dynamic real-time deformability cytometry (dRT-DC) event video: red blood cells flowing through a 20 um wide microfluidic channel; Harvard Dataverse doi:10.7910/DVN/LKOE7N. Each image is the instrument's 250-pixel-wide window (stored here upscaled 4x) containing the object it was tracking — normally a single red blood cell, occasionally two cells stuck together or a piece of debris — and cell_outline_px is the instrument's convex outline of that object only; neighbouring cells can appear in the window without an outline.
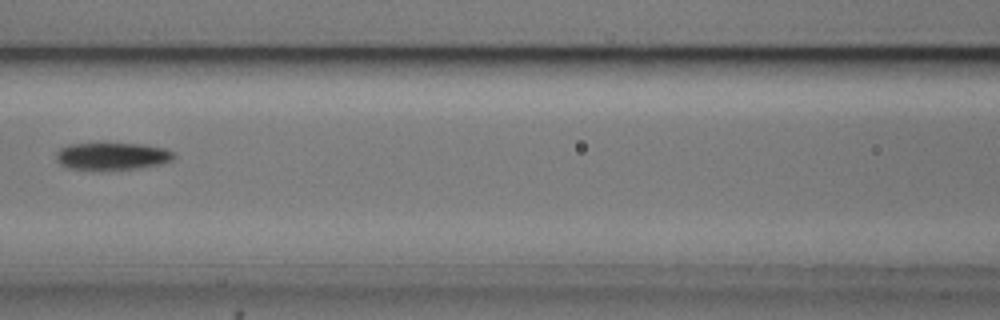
{"species": "common noctule bat (a hibernating species)", "species_latin": "Nyctalus noctula", "temperature_condition": "cold", "stored_images_in_passage": 8, "camera_frame_rate_fps": 3000, "um_per_image_px": 0.085, "animal": {"sex": "male", "body_mass_g": 20.5, "forearm_length_mm": 52.5}, "frame": {"image": 1, "passage_image": 7, "time_ms": 7.0, "image_size_px": [1000, 320], "cell_outline_px": [[176, 156], [172, 160], [160, 164], [140, 168], [100, 172], [68, 168], [60, 164], [56, 160], [56, 152], [60, 148], [68, 144], [144, 144], [164, 148], [176, 152]], "centroid_in_image_um": [9.53, 13.31], "position_along_channel_um": 157.1, "area_um2": 19.36}}
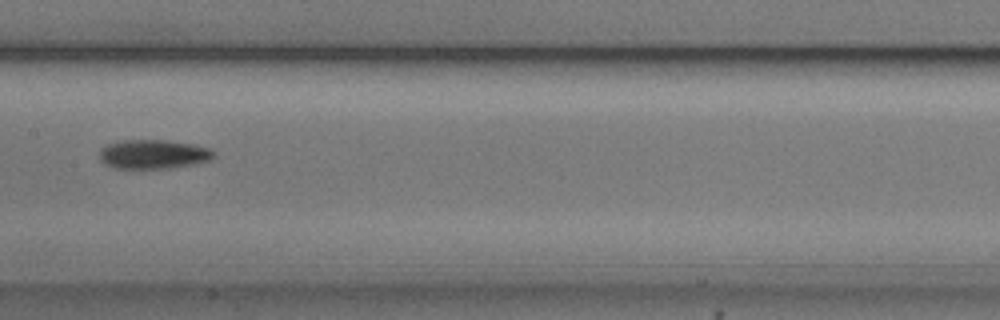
{"frame": {"image": 2, "passage_image": 8, "time_ms": 8.0, "image_size_px": [1000, 320], "cell_outline_px": [[216, 156], [212, 160], [196, 164], [168, 168], [116, 168], [104, 164], [100, 160], [100, 148], [116, 140], [168, 140], [196, 144], [212, 148], [216, 152]], "centroid_in_image_um": [13.1, 13.09], "position_along_channel_um": 194.3, "area_um2": 19.88}}